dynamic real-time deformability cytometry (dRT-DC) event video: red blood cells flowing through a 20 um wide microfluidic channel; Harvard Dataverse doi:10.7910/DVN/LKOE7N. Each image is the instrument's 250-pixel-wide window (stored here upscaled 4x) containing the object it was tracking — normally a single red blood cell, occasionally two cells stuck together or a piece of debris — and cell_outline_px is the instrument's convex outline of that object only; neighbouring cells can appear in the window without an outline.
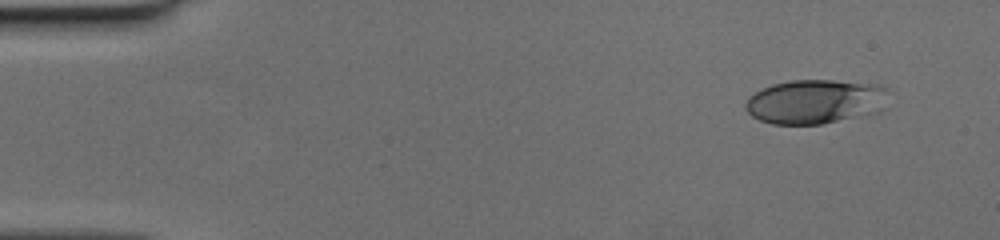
{"species": "human", "species_latin": "Homo sapiens", "temperature_condition": "cold", "stored_images_in_passage": 46, "camera_frame_rate_fps": 3000, "um_per_image_px": 0.085, "donor": {"sex": "female"}, "frame": {"image": 1, "passage_image": 1, "time_ms": 0.0, "image_size_px": [1000, 240], "cell_outline_px": [[888, 88], [844, 116], [836, 120], [820, 124], [772, 124], [760, 120], [752, 116], [744, 108], [744, 104], [748, 96], [760, 88], [772, 84], [792, 80], [832, 80], [872, 84]], "centroid_in_image_um": [68.74, 8.58], "position_along_channel_um": 16.3, "area_um2": 33.29}}
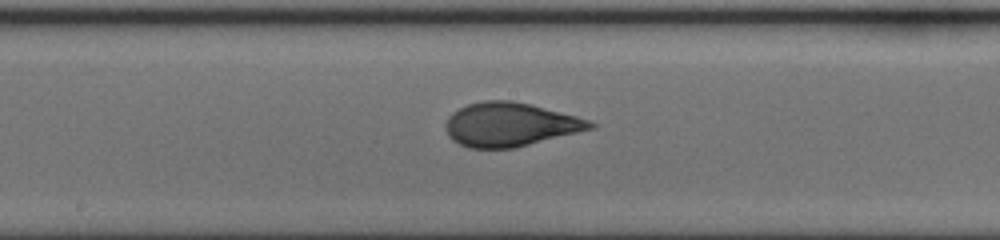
{"frame": {"image": 2, "passage_image": 23, "time_ms": 7.333, "image_size_px": [1000, 240], "cell_outline_px": [[596, 128], [516, 148], [468, 148], [452, 140], [448, 136], [448, 116], [452, 112], [468, 104], [484, 100], [512, 100], [532, 104], [576, 116], [588, 120], [596, 124]], "centroid_in_image_um": [43.39, 10.59], "position_along_channel_um": 204.8, "area_um2": 36.93}}
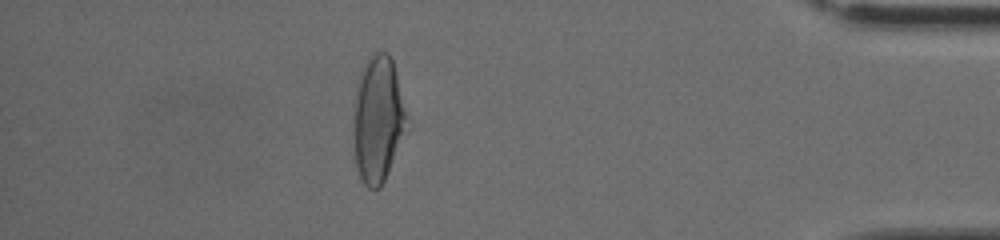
{"frame": {"image": 3, "passage_image": 40, "time_ms": 13.0, "image_size_px": [1000, 240], "cell_outline_px": [[404, 120], [384, 180], [380, 188], [368, 188], [364, 184], [356, 168], [352, 132], [356, 88], [364, 64], [368, 56], [376, 52], [388, 52], [392, 60], [396, 72], [404, 112]], "centroid_in_image_um": [32.01, 10.08], "position_along_channel_um": 403.2, "area_um2": 37.4}}